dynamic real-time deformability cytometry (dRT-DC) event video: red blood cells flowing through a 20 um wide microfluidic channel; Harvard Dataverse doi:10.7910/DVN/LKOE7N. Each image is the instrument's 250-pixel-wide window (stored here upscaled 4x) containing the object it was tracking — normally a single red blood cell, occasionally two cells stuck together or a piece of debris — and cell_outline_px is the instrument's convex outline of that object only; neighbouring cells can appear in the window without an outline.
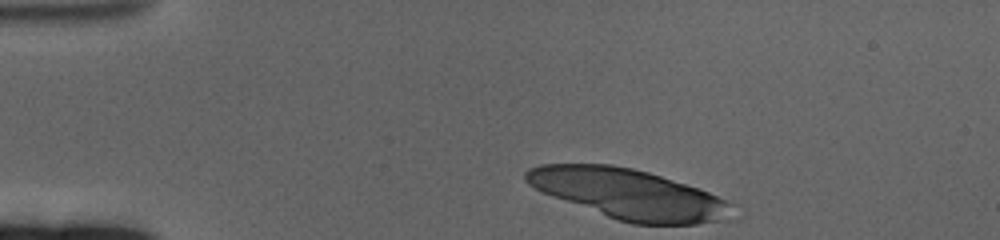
{"species": "human", "species_latin": "Homo sapiens", "temperature_condition": "cold", "stored_images_in_passage": 50, "camera_frame_rate_fps": 3000, "um_per_image_px": 0.085, "donor": {"sex": "female"}, "frame": {"image": 1, "passage_image": 1, "time_ms": 0.0, "image_size_px": [1000, 240], "cell_outline_px": [[736, 220], [696, 224], [632, 224], [616, 220], [552, 196], [528, 184], [524, 180], [524, 172], [528, 168], [540, 164], [612, 164], [632, 168], [648, 172], [708, 192], [732, 204]], "centroid_in_image_um": [53.47, 16.51], "position_along_channel_um": 31.5, "area_um2": 60.17}}
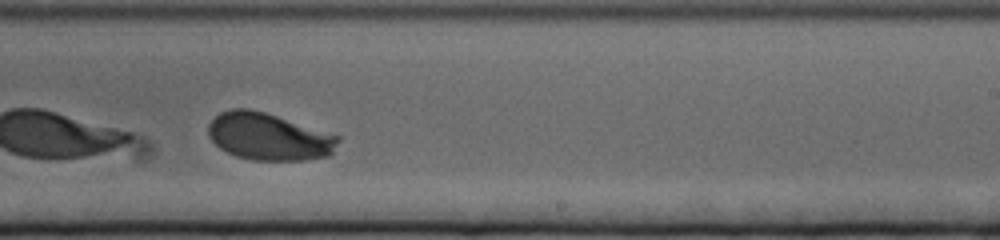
{"frame": {"image": 2, "passage_image": 29, "time_ms": 9.333, "image_size_px": [1000, 240], "cell_outline_px": [[340, 140], [332, 152], [328, 156], [304, 160], [252, 160], [236, 156], [220, 148], [208, 136], [208, 124], [220, 112], [232, 108], [248, 108], [264, 112], [340, 136]], "centroid_in_image_um": [22.82, 11.61], "position_along_channel_um": 266.2, "area_um2": 35.49}}
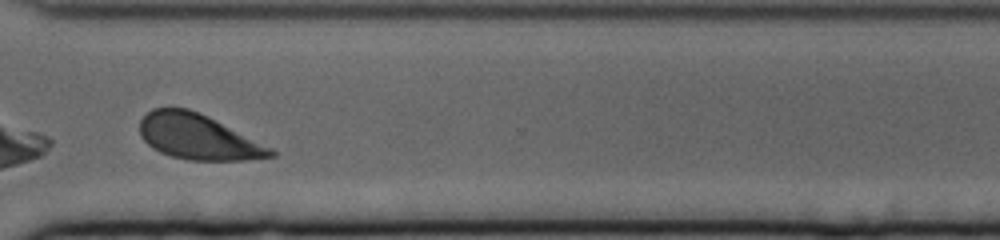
{"frame": {"image": 3, "passage_image": 37, "time_ms": 12.0, "image_size_px": [1000, 240], "cell_outline_px": [[276, 156], [244, 160], [188, 160], [172, 156], [160, 152], [152, 148], [140, 136], [140, 120], [152, 108], [188, 108], [272, 148], [276, 152]], "centroid_in_image_um": [16.79, 11.65], "position_along_channel_um": 353.8, "area_um2": 33.87}, "authors_computed_cell_mechanics": {"area_um2": 35.7493, "velocity_mm_per_s": 3.2523, "shape_relaxation_time_tau1_ms": 0.7, "shape_relaxation_time_tau2_ms": null, "deformation_change_tau1": 0.314, "deformation_change_tau2": null}}